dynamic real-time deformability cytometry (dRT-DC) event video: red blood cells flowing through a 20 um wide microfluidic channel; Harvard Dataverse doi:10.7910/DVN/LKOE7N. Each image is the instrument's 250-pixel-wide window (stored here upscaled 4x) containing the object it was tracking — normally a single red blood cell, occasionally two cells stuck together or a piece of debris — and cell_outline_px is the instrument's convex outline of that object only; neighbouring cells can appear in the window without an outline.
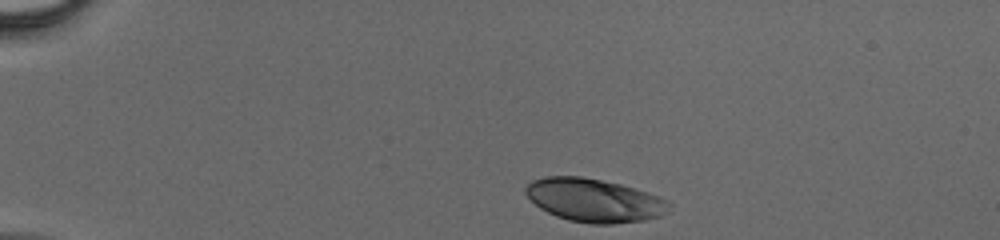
{"species": "human", "species_latin": "Homo sapiens", "temperature_condition": "cold", "stored_images_in_passage": 37, "camera_frame_rate_fps": 3000, "um_per_image_px": 0.085, "donor": {"sex": "male"}, "frame": {"image": 1, "passage_image": 1, "time_ms": 0.0, "image_size_px": [1000, 240], "cell_outline_px": [[672, 204], [660, 216], [644, 220], [612, 224], [592, 224], [568, 220], [556, 216], [540, 208], [524, 192], [524, 188], [532, 180], [544, 176], [580, 176], [620, 184], [660, 196]], "centroid_in_image_um": [50.49, 17.02], "position_along_channel_um": 34.5, "area_um2": 36.01}}
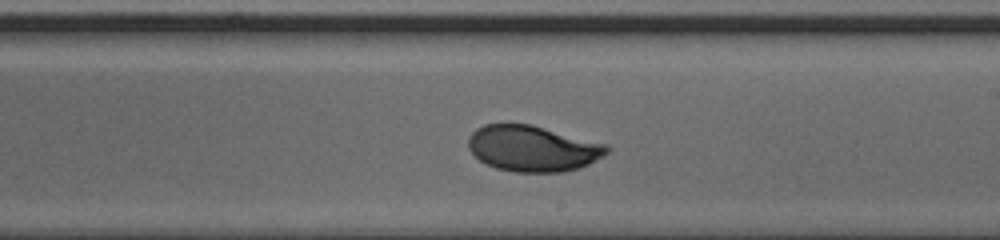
{"frame": {"image": 2, "passage_image": 20, "time_ms": 6.333, "image_size_px": [1000, 240], "cell_outline_px": [[612, 148], [608, 152], [588, 164], [580, 168], [560, 172], [516, 172], [496, 168], [480, 160], [468, 148], [468, 136], [476, 128], [484, 124], [532, 124], [608, 144]], "centroid_in_image_um": [45.29, 12.61], "position_along_channel_um": 243.7, "area_um2": 37.17}}
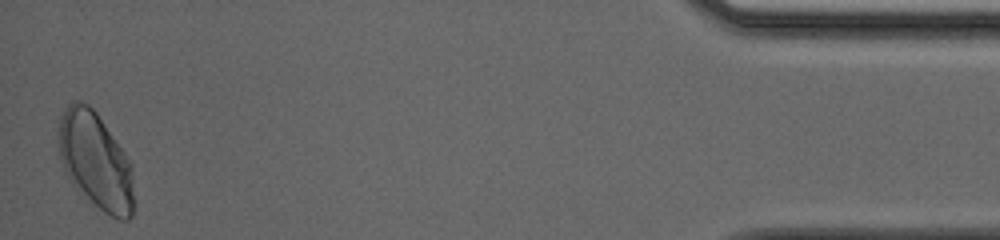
{"frame": {"image": 3, "passage_image": 37, "time_ms": 12.0, "image_size_px": [1000, 240], "cell_outline_px": [[132, 216], [128, 220], [120, 220], [104, 212], [72, 184], [60, 160], [56, 132], [60, 116], [64, 108], [72, 100], [80, 100], [88, 104], [96, 112], [124, 152], [132, 164]], "centroid_in_image_um": [8.07, 13.61], "position_along_channel_um": 427.1, "area_um2": 42.31}}